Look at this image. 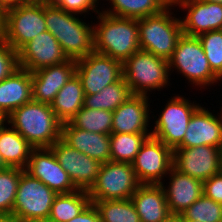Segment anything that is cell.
Listing matches in <instances>:
<instances>
[{"mask_svg": "<svg viewBox=\"0 0 222 222\" xmlns=\"http://www.w3.org/2000/svg\"><path fill=\"white\" fill-rule=\"evenodd\" d=\"M82 15L66 12L53 2L44 3V18L49 31L68 59L79 60L94 52V24ZM80 17V18H79Z\"/></svg>", "mask_w": 222, "mask_h": 222, "instance_id": "1", "label": "cell"}, {"mask_svg": "<svg viewBox=\"0 0 222 222\" xmlns=\"http://www.w3.org/2000/svg\"><path fill=\"white\" fill-rule=\"evenodd\" d=\"M5 121L34 149L50 148L61 138L62 122L49 104L32 100L12 111Z\"/></svg>", "mask_w": 222, "mask_h": 222, "instance_id": "2", "label": "cell"}, {"mask_svg": "<svg viewBox=\"0 0 222 222\" xmlns=\"http://www.w3.org/2000/svg\"><path fill=\"white\" fill-rule=\"evenodd\" d=\"M97 15V22H93L94 52L124 63L140 50L138 19L116 17L102 11Z\"/></svg>", "mask_w": 222, "mask_h": 222, "instance_id": "3", "label": "cell"}, {"mask_svg": "<svg viewBox=\"0 0 222 222\" xmlns=\"http://www.w3.org/2000/svg\"><path fill=\"white\" fill-rule=\"evenodd\" d=\"M168 65L170 76L176 72L177 76L178 74L181 75L180 77L185 78L186 82L188 81L187 84L190 83L189 85L195 89L200 88L199 91L201 92L202 89H210L217 84L219 87L222 85V80L210 68L197 36L182 34L172 56L168 59Z\"/></svg>", "mask_w": 222, "mask_h": 222, "instance_id": "4", "label": "cell"}, {"mask_svg": "<svg viewBox=\"0 0 222 222\" xmlns=\"http://www.w3.org/2000/svg\"><path fill=\"white\" fill-rule=\"evenodd\" d=\"M171 3L157 14L138 19L140 50L168 60L176 47L179 37L183 34L177 8ZM173 10V11H172ZM175 12V14H174Z\"/></svg>", "mask_w": 222, "mask_h": 222, "instance_id": "5", "label": "cell"}, {"mask_svg": "<svg viewBox=\"0 0 222 222\" xmlns=\"http://www.w3.org/2000/svg\"><path fill=\"white\" fill-rule=\"evenodd\" d=\"M123 78L132 94L147 95L171 87L168 60L139 50L122 63Z\"/></svg>", "mask_w": 222, "mask_h": 222, "instance_id": "6", "label": "cell"}, {"mask_svg": "<svg viewBox=\"0 0 222 222\" xmlns=\"http://www.w3.org/2000/svg\"><path fill=\"white\" fill-rule=\"evenodd\" d=\"M174 95L168 98L166 105L157 117L152 111V117L155 120H151V125L154 129H151V136L158 140H161L166 146L174 150L184 138L188 123L193 113L202 105V103H196L195 100H190L188 97L181 94H170Z\"/></svg>", "mask_w": 222, "mask_h": 222, "instance_id": "7", "label": "cell"}, {"mask_svg": "<svg viewBox=\"0 0 222 222\" xmlns=\"http://www.w3.org/2000/svg\"><path fill=\"white\" fill-rule=\"evenodd\" d=\"M58 194L24 171L18 182L12 218L22 222H46Z\"/></svg>", "mask_w": 222, "mask_h": 222, "instance_id": "8", "label": "cell"}, {"mask_svg": "<svg viewBox=\"0 0 222 222\" xmlns=\"http://www.w3.org/2000/svg\"><path fill=\"white\" fill-rule=\"evenodd\" d=\"M45 31L44 3L28 2L4 12L0 36L18 52L26 43Z\"/></svg>", "mask_w": 222, "mask_h": 222, "instance_id": "9", "label": "cell"}, {"mask_svg": "<svg viewBox=\"0 0 222 222\" xmlns=\"http://www.w3.org/2000/svg\"><path fill=\"white\" fill-rule=\"evenodd\" d=\"M141 183L130 163H102L97 180L88 191L90 201L131 199Z\"/></svg>", "mask_w": 222, "mask_h": 222, "instance_id": "10", "label": "cell"}, {"mask_svg": "<svg viewBox=\"0 0 222 222\" xmlns=\"http://www.w3.org/2000/svg\"><path fill=\"white\" fill-rule=\"evenodd\" d=\"M132 166L141 184H161L173 167V150L150 136L142 144Z\"/></svg>", "mask_w": 222, "mask_h": 222, "instance_id": "11", "label": "cell"}, {"mask_svg": "<svg viewBox=\"0 0 222 222\" xmlns=\"http://www.w3.org/2000/svg\"><path fill=\"white\" fill-rule=\"evenodd\" d=\"M76 74L81 79L84 94L92 95L123 77L122 63L92 52L76 61Z\"/></svg>", "mask_w": 222, "mask_h": 222, "instance_id": "12", "label": "cell"}, {"mask_svg": "<svg viewBox=\"0 0 222 222\" xmlns=\"http://www.w3.org/2000/svg\"><path fill=\"white\" fill-rule=\"evenodd\" d=\"M222 149L213 146L175 148L173 167L202 182L221 172Z\"/></svg>", "mask_w": 222, "mask_h": 222, "instance_id": "13", "label": "cell"}, {"mask_svg": "<svg viewBox=\"0 0 222 222\" xmlns=\"http://www.w3.org/2000/svg\"><path fill=\"white\" fill-rule=\"evenodd\" d=\"M50 149L78 190L89 191L97 180L102 163L72 148L62 138Z\"/></svg>", "mask_w": 222, "mask_h": 222, "instance_id": "14", "label": "cell"}, {"mask_svg": "<svg viewBox=\"0 0 222 222\" xmlns=\"http://www.w3.org/2000/svg\"><path fill=\"white\" fill-rule=\"evenodd\" d=\"M175 7L186 13L180 16L183 34L199 36L222 30V4L202 0H172Z\"/></svg>", "mask_w": 222, "mask_h": 222, "instance_id": "15", "label": "cell"}, {"mask_svg": "<svg viewBox=\"0 0 222 222\" xmlns=\"http://www.w3.org/2000/svg\"><path fill=\"white\" fill-rule=\"evenodd\" d=\"M203 106L191 116L183 141L176 148L206 145L222 149V106L217 113Z\"/></svg>", "mask_w": 222, "mask_h": 222, "instance_id": "16", "label": "cell"}, {"mask_svg": "<svg viewBox=\"0 0 222 222\" xmlns=\"http://www.w3.org/2000/svg\"><path fill=\"white\" fill-rule=\"evenodd\" d=\"M25 171L57 194H68L78 190L50 148L33 149Z\"/></svg>", "mask_w": 222, "mask_h": 222, "instance_id": "17", "label": "cell"}, {"mask_svg": "<svg viewBox=\"0 0 222 222\" xmlns=\"http://www.w3.org/2000/svg\"><path fill=\"white\" fill-rule=\"evenodd\" d=\"M69 60L61 45L49 32L39 33L18 51L19 67L34 72Z\"/></svg>", "mask_w": 222, "mask_h": 222, "instance_id": "18", "label": "cell"}, {"mask_svg": "<svg viewBox=\"0 0 222 222\" xmlns=\"http://www.w3.org/2000/svg\"><path fill=\"white\" fill-rule=\"evenodd\" d=\"M149 97L153 96L133 94L118 106L113 111L112 133H151L153 105Z\"/></svg>", "mask_w": 222, "mask_h": 222, "instance_id": "19", "label": "cell"}, {"mask_svg": "<svg viewBox=\"0 0 222 222\" xmlns=\"http://www.w3.org/2000/svg\"><path fill=\"white\" fill-rule=\"evenodd\" d=\"M76 73V60L31 72L32 100L51 105L58 91Z\"/></svg>", "mask_w": 222, "mask_h": 222, "instance_id": "20", "label": "cell"}, {"mask_svg": "<svg viewBox=\"0 0 222 222\" xmlns=\"http://www.w3.org/2000/svg\"><path fill=\"white\" fill-rule=\"evenodd\" d=\"M165 178L160 185L164 189L171 214H181L203 195L202 181L183 174L174 167ZM165 181L168 183L165 184Z\"/></svg>", "mask_w": 222, "mask_h": 222, "instance_id": "21", "label": "cell"}, {"mask_svg": "<svg viewBox=\"0 0 222 222\" xmlns=\"http://www.w3.org/2000/svg\"><path fill=\"white\" fill-rule=\"evenodd\" d=\"M61 138L77 151L101 163L111 161L110 135L93 133L62 123Z\"/></svg>", "mask_w": 222, "mask_h": 222, "instance_id": "22", "label": "cell"}, {"mask_svg": "<svg viewBox=\"0 0 222 222\" xmlns=\"http://www.w3.org/2000/svg\"><path fill=\"white\" fill-rule=\"evenodd\" d=\"M32 101L31 72L19 67L0 81V114L5 118L16 108Z\"/></svg>", "mask_w": 222, "mask_h": 222, "instance_id": "23", "label": "cell"}, {"mask_svg": "<svg viewBox=\"0 0 222 222\" xmlns=\"http://www.w3.org/2000/svg\"><path fill=\"white\" fill-rule=\"evenodd\" d=\"M140 222H162L171 213L160 184H141L131 196Z\"/></svg>", "mask_w": 222, "mask_h": 222, "instance_id": "24", "label": "cell"}, {"mask_svg": "<svg viewBox=\"0 0 222 222\" xmlns=\"http://www.w3.org/2000/svg\"><path fill=\"white\" fill-rule=\"evenodd\" d=\"M33 149L6 121L0 127V154L8 167L25 170Z\"/></svg>", "mask_w": 222, "mask_h": 222, "instance_id": "25", "label": "cell"}, {"mask_svg": "<svg viewBox=\"0 0 222 222\" xmlns=\"http://www.w3.org/2000/svg\"><path fill=\"white\" fill-rule=\"evenodd\" d=\"M84 98L81 79L75 73L58 91L51 107L62 123L69 122L84 106Z\"/></svg>", "mask_w": 222, "mask_h": 222, "instance_id": "26", "label": "cell"}, {"mask_svg": "<svg viewBox=\"0 0 222 222\" xmlns=\"http://www.w3.org/2000/svg\"><path fill=\"white\" fill-rule=\"evenodd\" d=\"M101 11L116 17L140 19L162 12L172 0H102ZM105 7V8H103Z\"/></svg>", "mask_w": 222, "mask_h": 222, "instance_id": "27", "label": "cell"}, {"mask_svg": "<svg viewBox=\"0 0 222 222\" xmlns=\"http://www.w3.org/2000/svg\"><path fill=\"white\" fill-rule=\"evenodd\" d=\"M91 203L88 191L58 194L51 206L49 222H67L78 216Z\"/></svg>", "mask_w": 222, "mask_h": 222, "instance_id": "28", "label": "cell"}, {"mask_svg": "<svg viewBox=\"0 0 222 222\" xmlns=\"http://www.w3.org/2000/svg\"><path fill=\"white\" fill-rule=\"evenodd\" d=\"M132 95L130 87L122 77L119 81L106 86L96 94L85 95L84 107L113 112Z\"/></svg>", "mask_w": 222, "mask_h": 222, "instance_id": "29", "label": "cell"}, {"mask_svg": "<svg viewBox=\"0 0 222 222\" xmlns=\"http://www.w3.org/2000/svg\"><path fill=\"white\" fill-rule=\"evenodd\" d=\"M151 133H111V161L132 164Z\"/></svg>", "mask_w": 222, "mask_h": 222, "instance_id": "30", "label": "cell"}, {"mask_svg": "<svg viewBox=\"0 0 222 222\" xmlns=\"http://www.w3.org/2000/svg\"><path fill=\"white\" fill-rule=\"evenodd\" d=\"M113 112L101 109L82 107L69 121L79 129L110 135L112 133Z\"/></svg>", "mask_w": 222, "mask_h": 222, "instance_id": "31", "label": "cell"}, {"mask_svg": "<svg viewBox=\"0 0 222 222\" xmlns=\"http://www.w3.org/2000/svg\"><path fill=\"white\" fill-rule=\"evenodd\" d=\"M91 202L97 208L101 222H140L131 199Z\"/></svg>", "mask_w": 222, "mask_h": 222, "instance_id": "32", "label": "cell"}, {"mask_svg": "<svg viewBox=\"0 0 222 222\" xmlns=\"http://www.w3.org/2000/svg\"><path fill=\"white\" fill-rule=\"evenodd\" d=\"M24 171L16 167L0 170V217L12 218L18 182Z\"/></svg>", "mask_w": 222, "mask_h": 222, "instance_id": "33", "label": "cell"}, {"mask_svg": "<svg viewBox=\"0 0 222 222\" xmlns=\"http://www.w3.org/2000/svg\"><path fill=\"white\" fill-rule=\"evenodd\" d=\"M182 219H192L201 222H222V204L200 196L189 208L181 213Z\"/></svg>", "mask_w": 222, "mask_h": 222, "instance_id": "34", "label": "cell"}, {"mask_svg": "<svg viewBox=\"0 0 222 222\" xmlns=\"http://www.w3.org/2000/svg\"><path fill=\"white\" fill-rule=\"evenodd\" d=\"M212 71L222 80V30H213L198 36Z\"/></svg>", "mask_w": 222, "mask_h": 222, "instance_id": "35", "label": "cell"}, {"mask_svg": "<svg viewBox=\"0 0 222 222\" xmlns=\"http://www.w3.org/2000/svg\"><path fill=\"white\" fill-rule=\"evenodd\" d=\"M53 3L66 12L83 15L85 17L86 14L91 15L92 13L96 16V14L101 11V0H54Z\"/></svg>", "mask_w": 222, "mask_h": 222, "instance_id": "36", "label": "cell"}, {"mask_svg": "<svg viewBox=\"0 0 222 222\" xmlns=\"http://www.w3.org/2000/svg\"><path fill=\"white\" fill-rule=\"evenodd\" d=\"M18 68V52L0 36V81L7 78Z\"/></svg>", "mask_w": 222, "mask_h": 222, "instance_id": "37", "label": "cell"}, {"mask_svg": "<svg viewBox=\"0 0 222 222\" xmlns=\"http://www.w3.org/2000/svg\"><path fill=\"white\" fill-rule=\"evenodd\" d=\"M203 194L222 204V173L213 175L210 179L203 182Z\"/></svg>", "mask_w": 222, "mask_h": 222, "instance_id": "38", "label": "cell"}, {"mask_svg": "<svg viewBox=\"0 0 222 222\" xmlns=\"http://www.w3.org/2000/svg\"><path fill=\"white\" fill-rule=\"evenodd\" d=\"M67 222H101L97 208L91 202L78 216Z\"/></svg>", "mask_w": 222, "mask_h": 222, "instance_id": "39", "label": "cell"}, {"mask_svg": "<svg viewBox=\"0 0 222 222\" xmlns=\"http://www.w3.org/2000/svg\"><path fill=\"white\" fill-rule=\"evenodd\" d=\"M28 3L26 0H0V8L3 12L17 7L21 4Z\"/></svg>", "mask_w": 222, "mask_h": 222, "instance_id": "40", "label": "cell"}, {"mask_svg": "<svg viewBox=\"0 0 222 222\" xmlns=\"http://www.w3.org/2000/svg\"><path fill=\"white\" fill-rule=\"evenodd\" d=\"M162 222H183L181 214H170Z\"/></svg>", "mask_w": 222, "mask_h": 222, "instance_id": "41", "label": "cell"}, {"mask_svg": "<svg viewBox=\"0 0 222 222\" xmlns=\"http://www.w3.org/2000/svg\"><path fill=\"white\" fill-rule=\"evenodd\" d=\"M3 22H4V12L0 8V31L2 29Z\"/></svg>", "mask_w": 222, "mask_h": 222, "instance_id": "42", "label": "cell"}, {"mask_svg": "<svg viewBox=\"0 0 222 222\" xmlns=\"http://www.w3.org/2000/svg\"><path fill=\"white\" fill-rule=\"evenodd\" d=\"M8 168V166L4 163V160L2 159V156L0 154V170H4Z\"/></svg>", "mask_w": 222, "mask_h": 222, "instance_id": "43", "label": "cell"}, {"mask_svg": "<svg viewBox=\"0 0 222 222\" xmlns=\"http://www.w3.org/2000/svg\"><path fill=\"white\" fill-rule=\"evenodd\" d=\"M27 2H35V3H45L49 2V0H26Z\"/></svg>", "mask_w": 222, "mask_h": 222, "instance_id": "44", "label": "cell"}, {"mask_svg": "<svg viewBox=\"0 0 222 222\" xmlns=\"http://www.w3.org/2000/svg\"><path fill=\"white\" fill-rule=\"evenodd\" d=\"M4 122H5V117L2 114H0V127L4 124Z\"/></svg>", "mask_w": 222, "mask_h": 222, "instance_id": "45", "label": "cell"}, {"mask_svg": "<svg viewBox=\"0 0 222 222\" xmlns=\"http://www.w3.org/2000/svg\"><path fill=\"white\" fill-rule=\"evenodd\" d=\"M0 222H10V218L0 217Z\"/></svg>", "mask_w": 222, "mask_h": 222, "instance_id": "46", "label": "cell"}, {"mask_svg": "<svg viewBox=\"0 0 222 222\" xmlns=\"http://www.w3.org/2000/svg\"><path fill=\"white\" fill-rule=\"evenodd\" d=\"M183 222H201V221H198V220H192V219H182Z\"/></svg>", "mask_w": 222, "mask_h": 222, "instance_id": "47", "label": "cell"}, {"mask_svg": "<svg viewBox=\"0 0 222 222\" xmlns=\"http://www.w3.org/2000/svg\"><path fill=\"white\" fill-rule=\"evenodd\" d=\"M202 1L216 2V3H221L222 4V0H202Z\"/></svg>", "mask_w": 222, "mask_h": 222, "instance_id": "48", "label": "cell"}, {"mask_svg": "<svg viewBox=\"0 0 222 222\" xmlns=\"http://www.w3.org/2000/svg\"><path fill=\"white\" fill-rule=\"evenodd\" d=\"M10 222H22V221H17V220H14L13 218H10Z\"/></svg>", "mask_w": 222, "mask_h": 222, "instance_id": "49", "label": "cell"}, {"mask_svg": "<svg viewBox=\"0 0 222 222\" xmlns=\"http://www.w3.org/2000/svg\"><path fill=\"white\" fill-rule=\"evenodd\" d=\"M221 173H222V157H221Z\"/></svg>", "mask_w": 222, "mask_h": 222, "instance_id": "50", "label": "cell"}]
</instances>
